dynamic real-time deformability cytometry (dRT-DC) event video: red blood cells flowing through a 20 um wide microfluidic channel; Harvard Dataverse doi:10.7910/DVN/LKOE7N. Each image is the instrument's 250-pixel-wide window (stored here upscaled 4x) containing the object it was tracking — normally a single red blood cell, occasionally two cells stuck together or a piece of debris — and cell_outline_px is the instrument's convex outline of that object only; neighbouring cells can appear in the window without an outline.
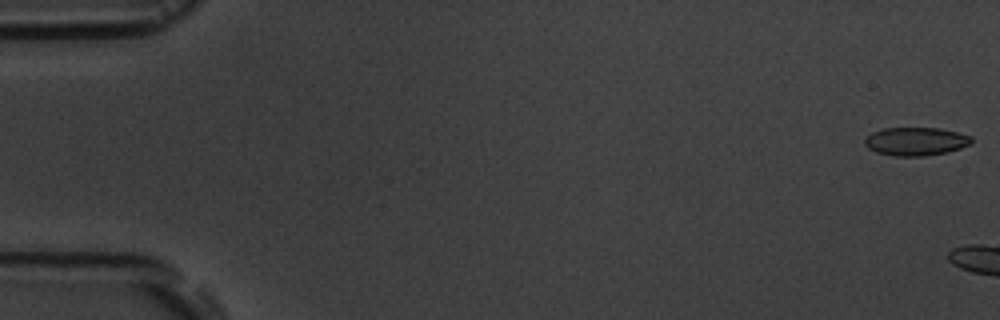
{"species": "common noctule bat (a hibernating species)", "species_latin": "Nyctalus noctula", "temperature_condition": "room temperature", "stored_images_in_passage": 3, "camera_frame_rate_fps": 3000, "um_per_image_px": 0.085, "animal": {"sex": "male", "body_mass_g": 19.5, "forearm_length_mm": 54.6}, "frame": {"image": 1, "passage_image": 1, "time_ms": 0.0, "image_size_px": [1000, 320], "cell_outline_px": [[972, 144], [948, 152], [924, 156], [892, 156], [876, 152], [868, 148], [864, 144], [864, 140], [872, 132], [884, 128], [940, 128], [972, 136]], "centroid_in_image_um": [77.85, 12.02], "position_along_channel_um": 7.2, "area_um2": 17.69}}